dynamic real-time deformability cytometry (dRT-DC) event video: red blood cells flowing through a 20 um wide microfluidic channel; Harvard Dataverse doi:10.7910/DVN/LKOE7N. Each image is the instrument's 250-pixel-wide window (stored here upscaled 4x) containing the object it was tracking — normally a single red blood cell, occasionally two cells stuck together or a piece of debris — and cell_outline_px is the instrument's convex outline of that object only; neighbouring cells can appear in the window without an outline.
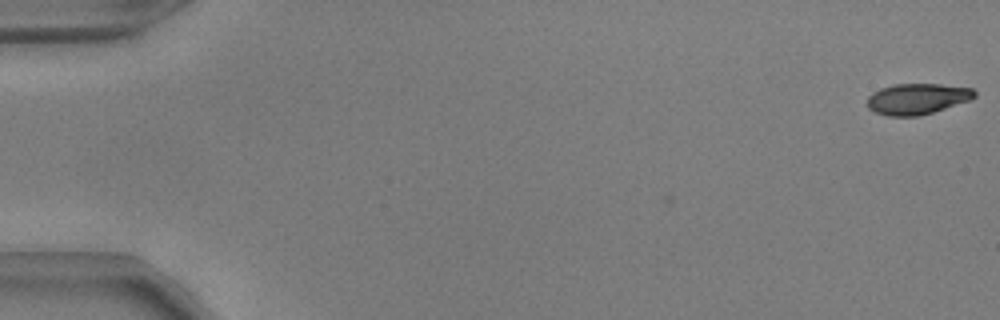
{"species": "common noctule bat (a hibernating species)", "species_latin": "Nyctalus noctula", "temperature_condition": "warm", "stored_images_in_passage": 2, "camera_frame_rate_fps": 3000, "um_per_image_px": 0.085, "animal": {"sex": "male", "body_mass_g": 17.9, "forearm_length_mm": 54.2}, "frame": {"image": 1, "passage_image": 2, "time_ms": 0.333, "image_size_px": [1000, 320], "cell_outline_px": [[976, 96], [968, 100], [920, 116], [888, 116], [876, 112], [868, 108], [868, 96], [872, 92], [880, 88], [892, 84], [940, 84], [972, 88], [976, 92]], "centroid_in_image_um": [77.93, 8.39], "position_along_channel_um": 7.1, "area_um2": 19.19}}